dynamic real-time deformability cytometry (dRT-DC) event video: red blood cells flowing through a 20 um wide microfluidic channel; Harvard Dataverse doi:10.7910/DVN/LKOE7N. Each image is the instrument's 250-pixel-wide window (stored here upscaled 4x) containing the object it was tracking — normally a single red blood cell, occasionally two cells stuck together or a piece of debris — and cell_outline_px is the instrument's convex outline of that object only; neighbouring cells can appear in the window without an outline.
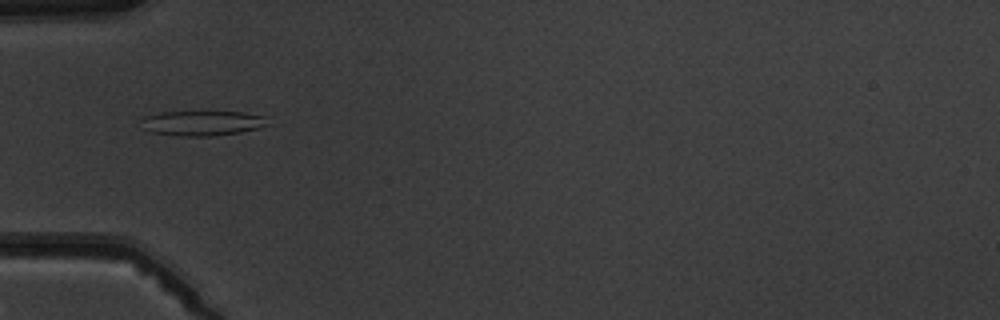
{"species": "common noctule bat (a hibernating species)", "species_latin": "Nyctalus noctula", "temperature_condition": "warm", "stored_images_in_passage": 4, "camera_frame_rate_fps": 3000, "um_per_image_px": 0.085, "animal": {"sex": "male", "body_mass_g": 19.5, "forearm_length_mm": 54.6}, "frame": {"image": 1, "passage_image": 1, "time_ms": 0.0, "image_size_px": [1000, 320], "cell_outline_px": [[268, 124], [256, 128], [240, 132], [212, 136], [180, 136], [152, 132], [144, 128], [144, 116], [160, 112], [244, 112], [264, 116]], "centroid_in_image_um": [17.2, 10.46], "position_along_channel_um": 67.8, "area_um2": 18.03}}
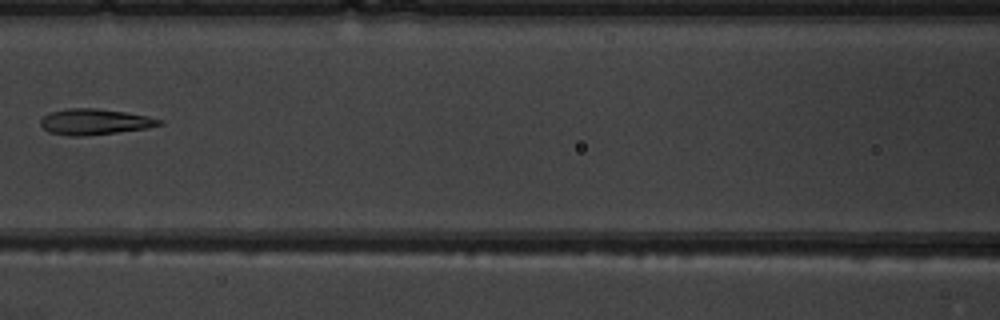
{"frame": {"image": 2, "passage_image": 3, "time_ms": 2.333, "image_size_px": [1000, 320], "cell_outline_px": [[164, 124], [148, 128], [84, 136], [68, 136], [48, 132], [40, 124], [40, 120], [44, 116], [52, 112], [68, 108], [96, 108], [124, 112], [148, 116], [164, 120]], "centroid_in_image_um": [8.07, 10.35], "position_along_channel_um": 158.5, "area_um2": 17.86}}
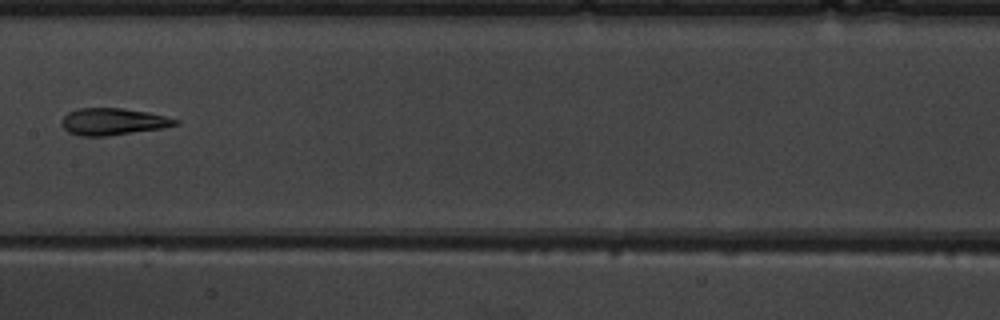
{"frame": {"image": 3, "passage_image": 4, "time_ms": 3.333, "image_size_px": [1000, 320], "cell_outline_px": [[180, 124], [164, 128], [108, 136], [80, 136], [68, 132], [60, 124], [64, 116], [68, 112], [80, 108], [124, 108], [148, 112], [180, 120]], "centroid_in_image_um": [9.62, 10.34], "position_along_channel_um": 197.8, "area_um2": 17.98}}